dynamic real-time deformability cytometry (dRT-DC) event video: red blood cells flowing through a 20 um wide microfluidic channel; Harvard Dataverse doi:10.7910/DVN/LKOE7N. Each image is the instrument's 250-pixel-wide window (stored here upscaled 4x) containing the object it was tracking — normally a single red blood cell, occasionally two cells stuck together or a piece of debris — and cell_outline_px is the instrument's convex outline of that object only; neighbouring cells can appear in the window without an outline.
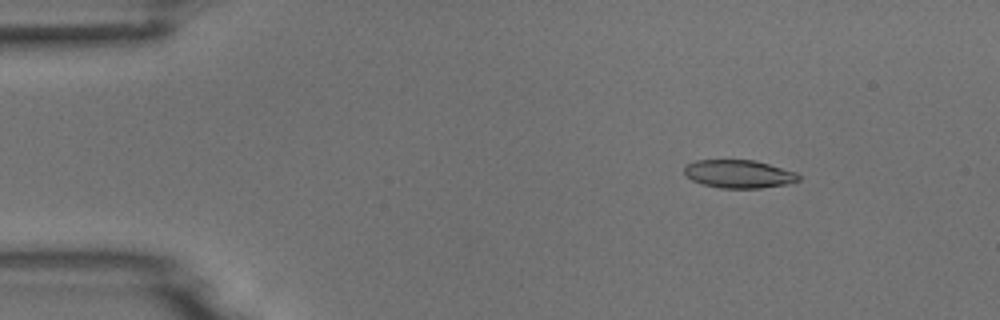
{"species": "common noctule bat (a hibernating species)", "species_latin": "Nyctalus noctula", "temperature_condition": "room temperature", "stored_images_in_passage": 48, "camera_frame_rate_fps": 3000, "um_per_image_px": 0.085, "animal": {"sex": "male", "body_mass_g": 18.8}, "frame": {"image": 1, "passage_image": 2, "time_ms": 0.333, "image_size_px": [1000, 320], "cell_outline_px": [[800, 180], [784, 184], [760, 188], [720, 188], [704, 184], [692, 180], [684, 172], [684, 168], [688, 164], [696, 160], [756, 160], [796, 172], [800, 176]], "centroid_in_image_um": [62.81, 14.78], "position_along_channel_um": 22.2, "area_um2": 18.55}}
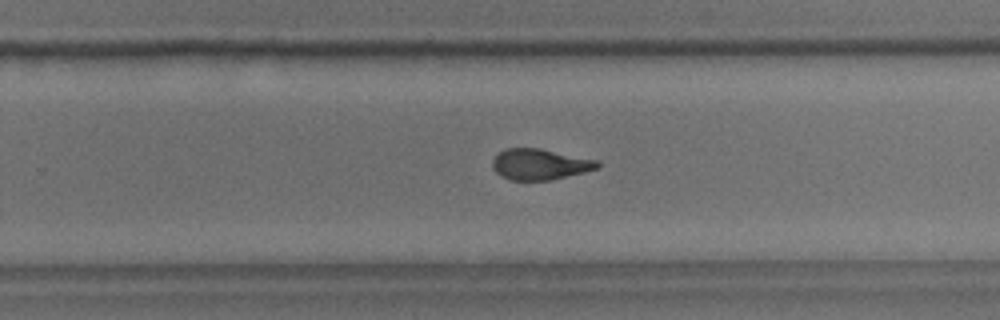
{"frame": {"image": 2, "passage_image": 29, "time_ms": 9.333, "image_size_px": [1000, 320], "cell_outline_px": [[600, 168], [584, 172], [548, 180], [512, 180], [500, 176], [492, 168], [492, 160], [504, 148], [540, 148], [596, 160], [600, 164]], "centroid_in_image_um": [45.86, 13.96], "position_along_channel_um": 283.9, "area_um2": 18.79}}
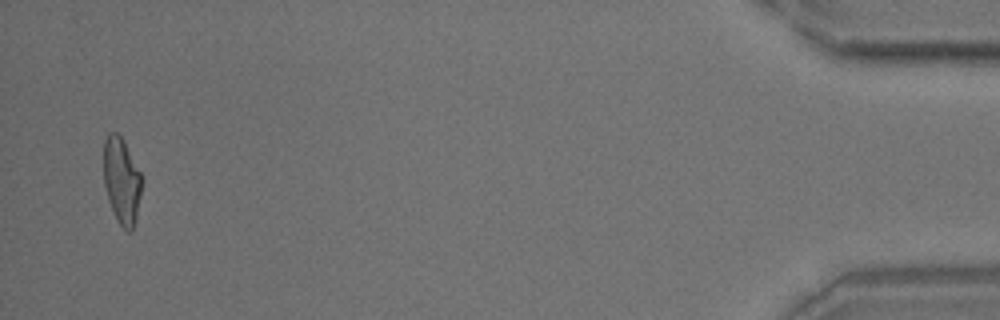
{"frame": {"image": 3, "passage_image": 47, "time_ms": 15.333, "image_size_px": [1000, 320], "cell_outline_px": [[144, 180], [136, 216], [132, 232], [128, 232], [116, 220], [108, 200], [104, 184], [104, 140], [108, 132], [116, 132], [124, 140]], "centroid_in_image_um": [10.35, 15.35], "position_along_channel_um": 424.9, "area_um2": 19.36}}